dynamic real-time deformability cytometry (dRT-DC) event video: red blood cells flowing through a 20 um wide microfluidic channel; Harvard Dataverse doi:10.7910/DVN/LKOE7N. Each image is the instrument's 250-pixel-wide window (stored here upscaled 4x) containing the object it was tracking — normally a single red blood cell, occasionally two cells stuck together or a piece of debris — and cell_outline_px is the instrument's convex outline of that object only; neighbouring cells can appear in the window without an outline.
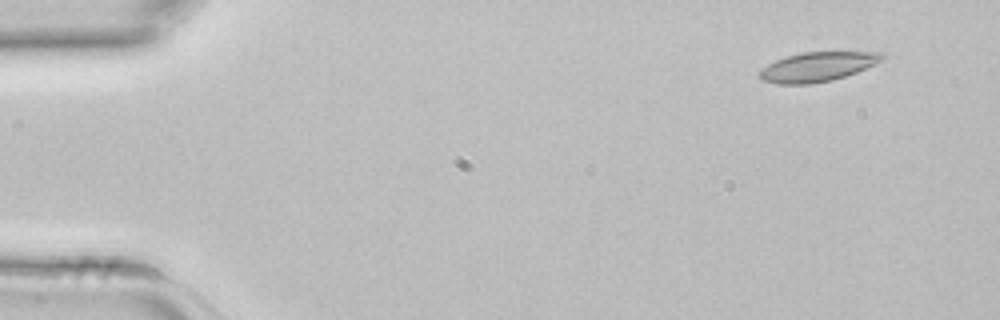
{"species": "common noctule bat (a hibernating species)", "species_latin": "Nyctalus noctula", "temperature_condition": "room temperature", "stored_images_in_passage": 3, "camera_frame_rate_fps": 3000, "um_per_image_px": 0.085, "animal": {"sex": "female", "body_mass_g": 22.7, "forearm_length_mm": 54.2}, "frame": {"image": 1, "passage_image": 1, "time_ms": 0.0, "image_size_px": [1000, 320], "cell_outline_px": [[888, 56], [884, 60], [856, 72], [832, 80], [808, 84], [780, 84], [760, 80], [760, 72], [768, 64], [776, 60], [800, 52], [884, 52]], "centroid_in_image_um": [69.54, 5.66], "position_along_channel_um": 15.5, "area_um2": 20.92}}